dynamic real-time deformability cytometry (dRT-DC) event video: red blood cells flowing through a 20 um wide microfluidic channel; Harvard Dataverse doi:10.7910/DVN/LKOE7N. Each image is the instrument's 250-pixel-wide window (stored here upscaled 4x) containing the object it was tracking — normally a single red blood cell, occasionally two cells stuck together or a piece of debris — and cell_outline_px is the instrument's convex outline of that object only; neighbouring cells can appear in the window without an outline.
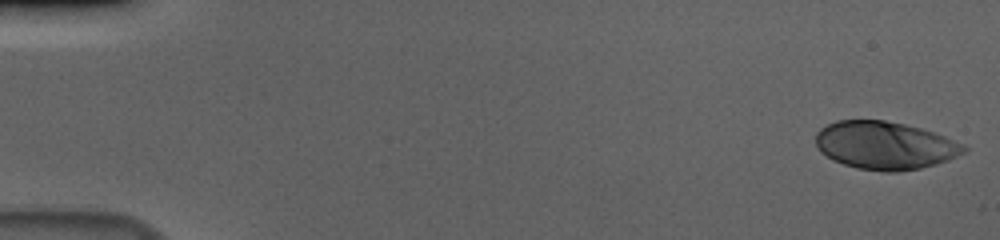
{"species": "human", "species_latin": "Homo sapiens", "temperature_condition": "cold", "stored_images_in_passage": 56, "camera_frame_rate_fps": 3000, "um_per_image_px": 0.085, "donor": {"sex": "male"}, "frame": {"image": 1, "passage_image": 1, "time_ms": 0.0, "image_size_px": [1000, 240], "cell_outline_px": [[968, 148], [964, 152], [948, 160], [936, 164], [920, 168], [896, 172], [884, 172], [856, 168], [832, 160], [820, 152], [816, 144], [816, 132], [820, 128], [836, 120], [884, 120], [904, 124], [920, 128], [944, 136], [964, 144]], "centroid_in_image_um": [75.19, 12.36], "position_along_channel_um": 9.8, "area_um2": 41.38}}
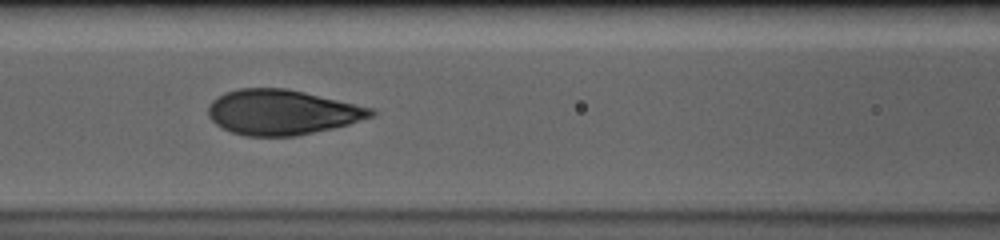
{"frame": {"image": 2, "passage_image": 25, "time_ms": 8.0, "image_size_px": [1000, 240], "cell_outline_px": [[376, 112], [372, 116], [348, 124], [332, 128], [296, 136], [244, 136], [232, 132], [216, 124], [208, 116], [208, 104], [212, 100], [224, 92], [240, 88], [288, 88], [376, 108]], "centroid_in_image_um": [23.97, 9.53], "position_along_channel_um": 142.6, "area_um2": 42.95}}
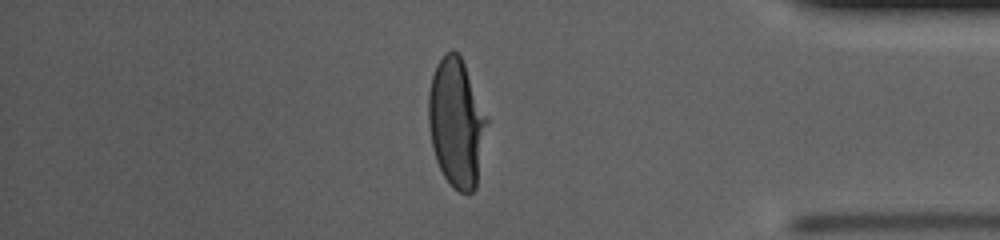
{"frame": {"image": 3, "passage_image": 48, "time_ms": 15.667, "image_size_px": [1000, 240], "cell_outline_px": [[488, 124], [476, 188], [472, 192], [460, 192], [452, 188], [444, 176], [436, 160], [432, 148], [428, 124], [428, 92], [432, 76], [436, 64], [452, 48], [460, 56], [464, 64], [488, 120]], "centroid_in_image_um": [38.78, 10.47], "position_along_channel_um": 396.4, "area_um2": 43.64}, "authors_computed_cell_mechanics": {"area_um2": 43.0899, "velocity_mm_per_s": 3.649, "shape_relaxation_time_tau1_ms": 3.9226, "shape_relaxation_time_tau2_ms": null, "deformation_change_tau1": 0.2032, "deformation_change_tau2": null}}